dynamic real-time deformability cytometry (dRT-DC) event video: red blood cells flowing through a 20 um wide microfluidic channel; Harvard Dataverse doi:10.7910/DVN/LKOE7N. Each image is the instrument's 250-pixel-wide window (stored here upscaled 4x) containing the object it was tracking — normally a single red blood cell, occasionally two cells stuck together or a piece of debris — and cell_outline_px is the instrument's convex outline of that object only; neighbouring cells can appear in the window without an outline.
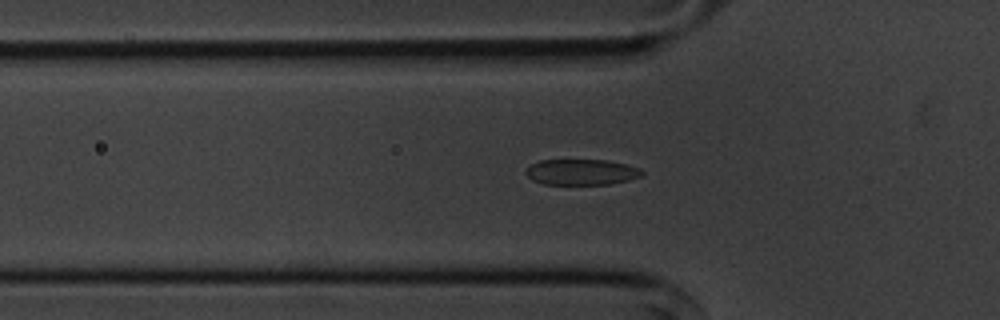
{"species": "common noctule bat (a hibernating species)", "species_latin": "Nyctalus noctula", "temperature_condition": "cold", "stored_images_in_passage": 38, "camera_frame_rate_fps": 3000, "um_per_image_px": 0.085, "animal": {"sex": "male", "body_mass_g": 20.1, "forearm_length_mm": 53.5}, "frame": {"image": 1, "passage_image": 12, "time_ms": 3.667, "image_size_px": [1000, 320], "cell_outline_px": [[644, 172], [640, 176], [628, 180], [608, 184], [544, 184], [532, 180], [524, 172], [532, 164], [540, 160], [608, 160], [628, 164], [640, 168]], "centroid_in_image_um": [49.44, 14.62], "position_along_channel_um": 76.4, "area_um2": 17.4}}
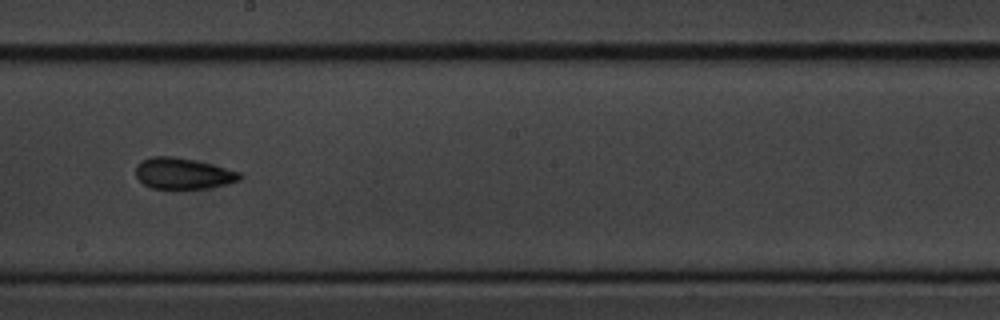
{"frame": {"image": 2, "passage_image": 25, "time_ms": 8.0, "image_size_px": [1000, 320], "cell_outline_px": [[244, 176], [240, 180], [228, 184], [208, 188], [152, 188], [144, 184], [136, 176], [136, 164], [152, 156], [172, 156], [212, 164], [240, 172]], "centroid_in_image_um": [15.58, 14.75], "position_along_channel_um": 232.6, "area_um2": 18.73}}
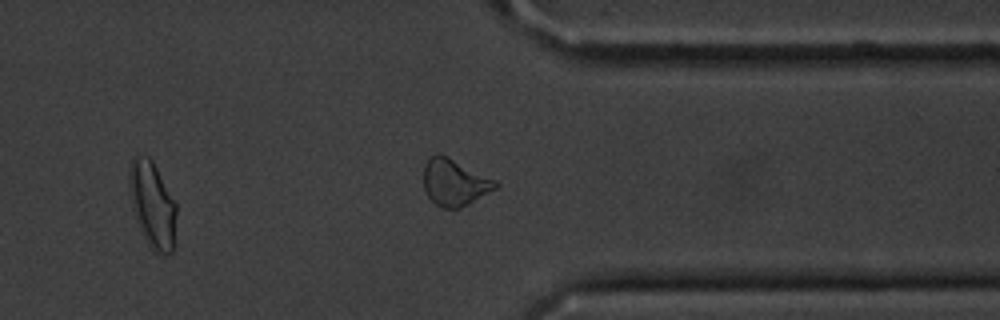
{"frame": {"image": 3, "passage_image": 37, "time_ms": 12.0, "image_size_px": [1000, 320], "cell_outline_px": [[176, 212], [172, 252], [168, 256], [156, 252], [148, 244], [136, 220], [128, 180], [128, 172], [132, 160], [136, 156], [148, 156], [152, 160], [176, 200]], "centroid_in_image_um": [12.98, 17.38], "position_along_channel_um": 398.4, "area_um2": 23.41}, "authors_computed_cell_mechanics": {"area_um2": 19.1029, "velocity_mm_per_s": 3.5868, "shape_relaxation_time_tau1_ms": 1.7767, "shape_relaxation_time_tau2_ms": 2.6022, "deformation_change_tau1": 0.089, "deformation_change_tau2": 0.0989}}